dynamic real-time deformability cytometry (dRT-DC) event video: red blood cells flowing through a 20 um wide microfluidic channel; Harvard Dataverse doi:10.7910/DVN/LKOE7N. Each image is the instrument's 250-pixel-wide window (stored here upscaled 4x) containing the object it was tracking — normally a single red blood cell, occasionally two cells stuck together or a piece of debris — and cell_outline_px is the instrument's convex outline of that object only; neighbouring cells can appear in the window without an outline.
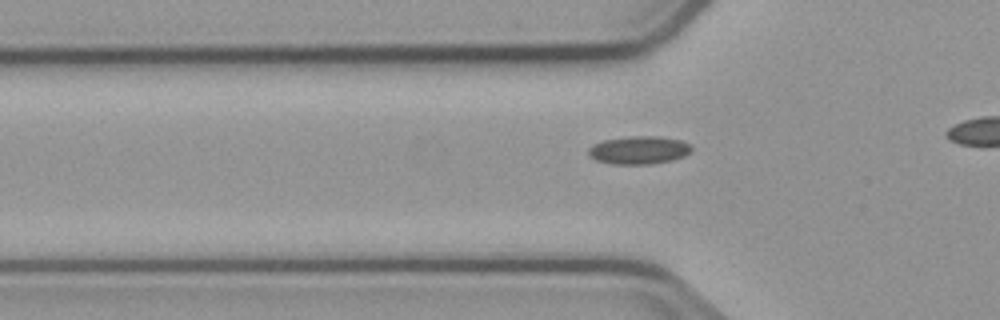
{"species": "common noctule bat (a hibernating species)", "species_latin": "Nyctalus noctula", "temperature_condition": "cold", "stored_images_in_passage": 12, "camera_frame_rate_fps": 3000, "um_per_image_px": 0.085, "animal": {"sex": "male", "body_mass_g": 23.1, "forearm_length_mm": 52.7}, "frame": {"image": 1, "passage_image": 6, "time_ms": 1.667, "image_size_px": [1000, 320], "cell_outline_px": [[692, 148], [684, 156], [672, 160], [648, 164], [612, 164], [596, 160], [588, 156], [588, 148], [592, 144], [604, 140], [632, 136], [656, 136], [680, 140], [692, 144]], "centroid_in_image_um": [54.28, 12.76], "position_along_channel_um": 71.5, "area_um2": 16.82}}
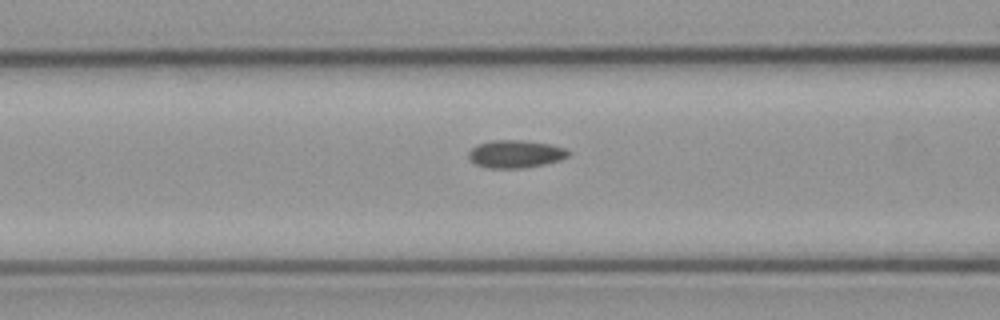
{"frame": {"image": 2, "passage_image": 10, "time_ms": 3.0, "image_size_px": [1000, 320], "cell_outline_px": [[572, 152], [568, 156], [560, 160], [544, 164], [524, 168], [488, 168], [476, 164], [468, 156], [468, 152], [476, 144], [492, 140], [524, 140], [552, 144], [564, 148]], "centroid_in_image_um": [43.83, 13.08], "position_along_channel_um": 122.8, "area_um2": 16.24}}